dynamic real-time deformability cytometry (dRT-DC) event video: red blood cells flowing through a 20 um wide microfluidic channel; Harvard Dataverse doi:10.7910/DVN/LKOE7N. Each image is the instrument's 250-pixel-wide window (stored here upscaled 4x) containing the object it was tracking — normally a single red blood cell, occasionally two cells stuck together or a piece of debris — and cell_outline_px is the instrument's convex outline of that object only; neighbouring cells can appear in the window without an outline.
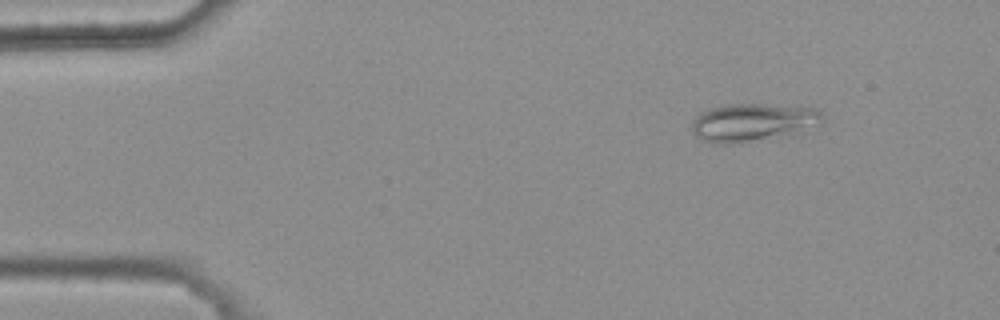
{"species": "common noctule bat (a hibernating species)", "species_latin": "Nyctalus noctula", "temperature_condition": "warm", "stored_images_in_passage": 6, "camera_frame_rate_fps": 3000, "um_per_image_px": 0.085, "animal": {"sex": "female", "body_mass_g": 25.1}, "frame": {"image": 1, "passage_image": 2, "time_ms": 0.333, "image_size_px": [1000, 320], "cell_outline_px": [[820, 116], [800, 124], [764, 136], [748, 140], [724, 144], [704, 140], [696, 136], [692, 132], [692, 124], [696, 116], [700, 112], [724, 104], [760, 104], [812, 108], [820, 112]], "centroid_in_image_um": [63.56, 10.32], "position_along_channel_um": 21.4, "area_um2": 25.37}}
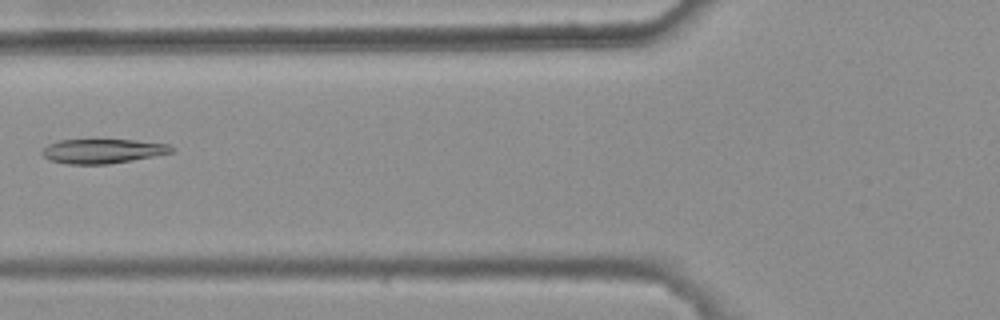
{"frame": {"image": 2, "passage_image": 6, "time_ms": 1.667, "image_size_px": [1000, 320], "cell_outline_px": [[172, 152], [132, 160], [108, 164], [64, 164], [48, 160], [40, 152], [48, 144], [60, 140], [136, 140], [168, 144], [172, 148]], "centroid_in_image_um": [8.66, 12.85], "position_along_channel_um": 117.1, "area_um2": 18.26}}